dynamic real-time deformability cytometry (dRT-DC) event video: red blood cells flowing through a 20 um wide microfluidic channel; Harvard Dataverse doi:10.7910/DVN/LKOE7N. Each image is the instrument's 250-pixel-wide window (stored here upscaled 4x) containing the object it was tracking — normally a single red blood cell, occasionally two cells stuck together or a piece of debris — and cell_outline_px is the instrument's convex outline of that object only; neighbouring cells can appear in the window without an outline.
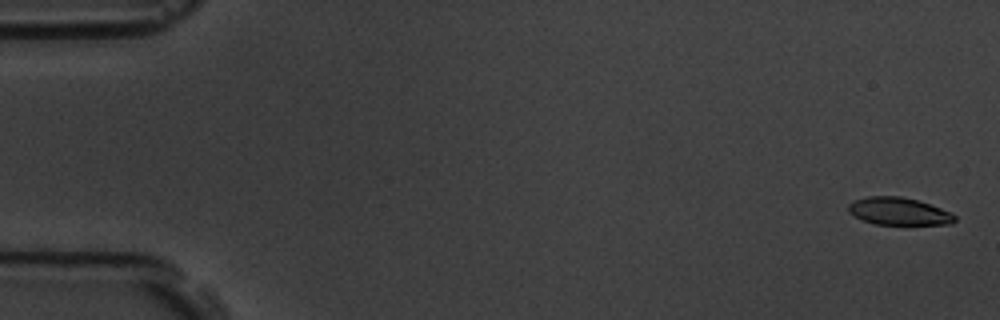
{"species": "common noctule bat (a hibernating species)", "species_latin": "Nyctalus noctula", "temperature_condition": "room temperature", "stored_images_in_passage": 11, "camera_frame_rate_fps": 3000, "um_per_image_px": 0.085, "animal": {"sex": "male", "body_mass_g": 19.5, "forearm_length_mm": 54.6}, "frame": {"image": 1, "passage_image": 1, "time_ms": 0.0, "image_size_px": [1000, 320], "cell_outline_px": [[956, 220], [952, 224], [876, 224], [864, 220], [848, 212], [848, 204], [852, 200], [868, 196], [900, 196], [916, 200], [952, 212], [956, 216]], "centroid_in_image_um": [76.39, 17.95], "position_along_channel_um": 8.6, "area_um2": 16.94}}
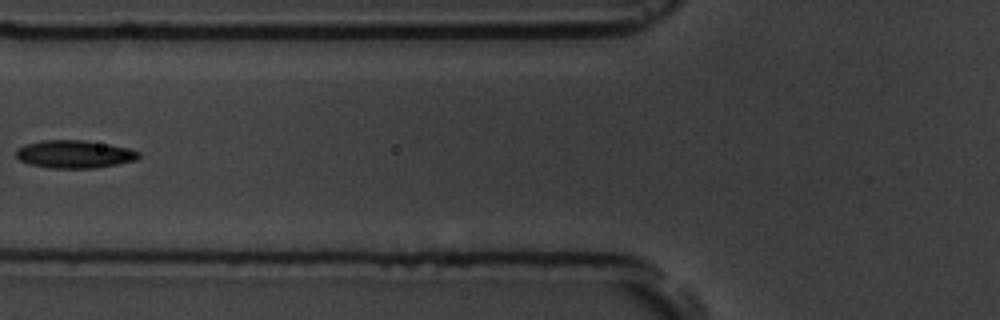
{"frame": {"image": 2, "passage_image": 7, "time_ms": 7.0, "image_size_px": [1000, 320], "cell_outline_px": [[140, 156], [136, 160], [96, 168], [48, 168], [28, 164], [20, 160], [16, 156], [16, 148], [24, 144], [44, 140], [84, 140], [108, 144], [128, 148], [140, 152]], "centroid_in_image_um": [6.3, 13.1], "position_along_channel_um": 119.5, "area_um2": 20.0}}
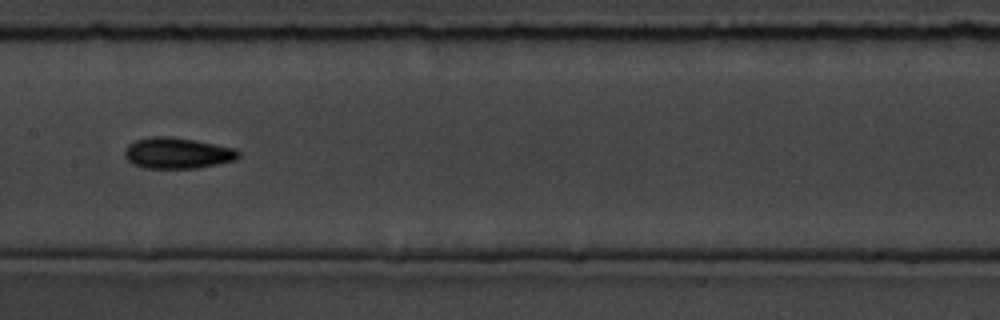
{"frame": {"image": 3, "passage_image": 9, "time_ms": 9.0, "image_size_px": [1000, 320], "cell_outline_px": [[240, 156], [236, 160], [196, 168], [144, 168], [132, 164], [124, 156], [124, 152], [128, 144], [136, 140], [148, 136], [172, 136], [196, 140], [236, 148], [240, 152]], "centroid_in_image_um": [15.07, 13.0], "position_along_channel_um": 192.3, "area_um2": 20.81}}